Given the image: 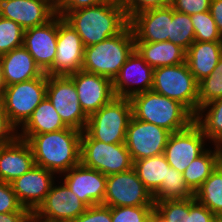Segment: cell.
<instances>
[{"label":"cell","mask_w":222,"mask_h":222,"mask_svg":"<svg viewBox=\"0 0 222 222\" xmlns=\"http://www.w3.org/2000/svg\"><path fill=\"white\" fill-rule=\"evenodd\" d=\"M172 6L154 8L136 13L129 19L135 42L169 41Z\"/></svg>","instance_id":"44dd1931"},{"label":"cell","mask_w":222,"mask_h":222,"mask_svg":"<svg viewBox=\"0 0 222 222\" xmlns=\"http://www.w3.org/2000/svg\"><path fill=\"white\" fill-rule=\"evenodd\" d=\"M81 135L78 129L67 127L54 132L32 135L31 146L36 166L58 177L80 163Z\"/></svg>","instance_id":"6da1fadb"},{"label":"cell","mask_w":222,"mask_h":222,"mask_svg":"<svg viewBox=\"0 0 222 222\" xmlns=\"http://www.w3.org/2000/svg\"><path fill=\"white\" fill-rule=\"evenodd\" d=\"M48 75L4 86L0 102L11 123L19 130L46 98Z\"/></svg>","instance_id":"52a82bcc"},{"label":"cell","mask_w":222,"mask_h":222,"mask_svg":"<svg viewBox=\"0 0 222 222\" xmlns=\"http://www.w3.org/2000/svg\"><path fill=\"white\" fill-rule=\"evenodd\" d=\"M69 77L73 80L80 106L88 117L115 97L112 80L107 77L83 70Z\"/></svg>","instance_id":"e0dca14e"},{"label":"cell","mask_w":222,"mask_h":222,"mask_svg":"<svg viewBox=\"0 0 222 222\" xmlns=\"http://www.w3.org/2000/svg\"><path fill=\"white\" fill-rule=\"evenodd\" d=\"M170 134L168 130L132 115L127 126L125 145L133 162L164 154Z\"/></svg>","instance_id":"7c38bea8"},{"label":"cell","mask_w":222,"mask_h":222,"mask_svg":"<svg viewBox=\"0 0 222 222\" xmlns=\"http://www.w3.org/2000/svg\"><path fill=\"white\" fill-rule=\"evenodd\" d=\"M154 213L163 222H190V198L156 201Z\"/></svg>","instance_id":"d6a6232c"},{"label":"cell","mask_w":222,"mask_h":222,"mask_svg":"<svg viewBox=\"0 0 222 222\" xmlns=\"http://www.w3.org/2000/svg\"><path fill=\"white\" fill-rule=\"evenodd\" d=\"M153 72L154 68L134 50L112 81L115 97L131 99L134 95L151 90Z\"/></svg>","instance_id":"9a60e30c"},{"label":"cell","mask_w":222,"mask_h":222,"mask_svg":"<svg viewBox=\"0 0 222 222\" xmlns=\"http://www.w3.org/2000/svg\"><path fill=\"white\" fill-rule=\"evenodd\" d=\"M30 222H39V221H37V220H35L34 218H32V219L30 220Z\"/></svg>","instance_id":"f5cc1de1"},{"label":"cell","mask_w":222,"mask_h":222,"mask_svg":"<svg viewBox=\"0 0 222 222\" xmlns=\"http://www.w3.org/2000/svg\"><path fill=\"white\" fill-rule=\"evenodd\" d=\"M150 222H163V221L154 213Z\"/></svg>","instance_id":"681fc988"},{"label":"cell","mask_w":222,"mask_h":222,"mask_svg":"<svg viewBox=\"0 0 222 222\" xmlns=\"http://www.w3.org/2000/svg\"><path fill=\"white\" fill-rule=\"evenodd\" d=\"M112 1L118 0H62L61 4L57 7V13L64 18L71 11Z\"/></svg>","instance_id":"7bdbcfd3"},{"label":"cell","mask_w":222,"mask_h":222,"mask_svg":"<svg viewBox=\"0 0 222 222\" xmlns=\"http://www.w3.org/2000/svg\"><path fill=\"white\" fill-rule=\"evenodd\" d=\"M3 90H4V83L2 80V67H1V61H0V99L2 97L3 94Z\"/></svg>","instance_id":"c3c4849f"},{"label":"cell","mask_w":222,"mask_h":222,"mask_svg":"<svg viewBox=\"0 0 222 222\" xmlns=\"http://www.w3.org/2000/svg\"><path fill=\"white\" fill-rule=\"evenodd\" d=\"M190 17L195 32V41L222 42V35L210 11L196 13L190 15Z\"/></svg>","instance_id":"e575fe53"},{"label":"cell","mask_w":222,"mask_h":222,"mask_svg":"<svg viewBox=\"0 0 222 222\" xmlns=\"http://www.w3.org/2000/svg\"><path fill=\"white\" fill-rule=\"evenodd\" d=\"M32 212L0 213V222H30Z\"/></svg>","instance_id":"f6af8a7d"},{"label":"cell","mask_w":222,"mask_h":222,"mask_svg":"<svg viewBox=\"0 0 222 222\" xmlns=\"http://www.w3.org/2000/svg\"><path fill=\"white\" fill-rule=\"evenodd\" d=\"M169 41L185 51L195 42V32L190 15L175 11L173 7Z\"/></svg>","instance_id":"1f68e13d"},{"label":"cell","mask_w":222,"mask_h":222,"mask_svg":"<svg viewBox=\"0 0 222 222\" xmlns=\"http://www.w3.org/2000/svg\"><path fill=\"white\" fill-rule=\"evenodd\" d=\"M46 97L68 127L81 132L85 130L88 116L80 106L76 88L69 76L48 75Z\"/></svg>","instance_id":"30bf717a"},{"label":"cell","mask_w":222,"mask_h":222,"mask_svg":"<svg viewBox=\"0 0 222 222\" xmlns=\"http://www.w3.org/2000/svg\"><path fill=\"white\" fill-rule=\"evenodd\" d=\"M216 215L194 197L190 198V222H214Z\"/></svg>","instance_id":"ee69618b"},{"label":"cell","mask_w":222,"mask_h":222,"mask_svg":"<svg viewBox=\"0 0 222 222\" xmlns=\"http://www.w3.org/2000/svg\"><path fill=\"white\" fill-rule=\"evenodd\" d=\"M59 178L88 207L103 203L107 176L98 170L79 163Z\"/></svg>","instance_id":"ac0fdd59"},{"label":"cell","mask_w":222,"mask_h":222,"mask_svg":"<svg viewBox=\"0 0 222 222\" xmlns=\"http://www.w3.org/2000/svg\"><path fill=\"white\" fill-rule=\"evenodd\" d=\"M80 163L108 176L132 169L134 162L125 143L100 142L84 130L81 135Z\"/></svg>","instance_id":"ba28073f"},{"label":"cell","mask_w":222,"mask_h":222,"mask_svg":"<svg viewBox=\"0 0 222 222\" xmlns=\"http://www.w3.org/2000/svg\"><path fill=\"white\" fill-rule=\"evenodd\" d=\"M211 0H171V6L175 11L193 15L210 10Z\"/></svg>","instance_id":"60d3db41"},{"label":"cell","mask_w":222,"mask_h":222,"mask_svg":"<svg viewBox=\"0 0 222 222\" xmlns=\"http://www.w3.org/2000/svg\"><path fill=\"white\" fill-rule=\"evenodd\" d=\"M18 138V129L11 123L0 102V146L12 143Z\"/></svg>","instance_id":"b9f144b4"},{"label":"cell","mask_w":222,"mask_h":222,"mask_svg":"<svg viewBox=\"0 0 222 222\" xmlns=\"http://www.w3.org/2000/svg\"><path fill=\"white\" fill-rule=\"evenodd\" d=\"M218 152V166L222 169V140L215 144Z\"/></svg>","instance_id":"7dc6e473"},{"label":"cell","mask_w":222,"mask_h":222,"mask_svg":"<svg viewBox=\"0 0 222 222\" xmlns=\"http://www.w3.org/2000/svg\"><path fill=\"white\" fill-rule=\"evenodd\" d=\"M210 145L200 127L193 122L186 129L170 134L164 155L172 168L183 173Z\"/></svg>","instance_id":"4fadbf2b"},{"label":"cell","mask_w":222,"mask_h":222,"mask_svg":"<svg viewBox=\"0 0 222 222\" xmlns=\"http://www.w3.org/2000/svg\"><path fill=\"white\" fill-rule=\"evenodd\" d=\"M194 193L185 183L183 173L171 166L167 169L166 182H162L160 189L153 195V201L189 199Z\"/></svg>","instance_id":"4dcf8cb0"},{"label":"cell","mask_w":222,"mask_h":222,"mask_svg":"<svg viewBox=\"0 0 222 222\" xmlns=\"http://www.w3.org/2000/svg\"><path fill=\"white\" fill-rule=\"evenodd\" d=\"M194 198L216 216L222 215V169L219 166L195 191Z\"/></svg>","instance_id":"f546056e"},{"label":"cell","mask_w":222,"mask_h":222,"mask_svg":"<svg viewBox=\"0 0 222 222\" xmlns=\"http://www.w3.org/2000/svg\"><path fill=\"white\" fill-rule=\"evenodd\" d=\"M134 50L135 37L128 24L119 34L84 47L82 70L113 81Z\"/></svg>","instance_id":"277c9868"},{"label":"cell","mask_w":222,"mask_h":222,"mask_svg":"<svg viewBox=\"0 0 222 222\" xmlns=\"http://www.w3.org/2000/svg\"><path fill=\"white\" fill-rule=\"evenodd\" d=\"M128 19L145 10L171 5V0H118Z\"/></svg>","instance_id":"f35d334b"},{"label":"cell","mask_w":222,"mask_h":222,"mask_svg":"<svg viewBox=\"0 0 222 222\" xmlns=\"http://www.w3.org/2000/svg\"><path fill=\"white\" fill-rule=\"evenodd\" d=\"M135 50L154 69L186 62V51L170 41L135 42Z\"/></svg>","instance_id":"484cf974"},{"label":"cell","mask_w":222,"mask_h":222,"mask_svg":"<svg viewBox=\"0 0 222 222\" xmlns=\"http://www.w3.org/2000/svg\"><path fill=\"white\" fill-rule=\"evenodd\" d=\"M219 98H222V56L212 73L199 82L198 109Z\"/></svg>","instance_id":"836d02e7"},{"label":"cell","mask_w":222,"mask_h":222,"mask_svg":"<svg viewBox=\"0 0 222 222\" xmlns=\"http://www.w3.org/2000/svg\"><path fill=\"white\" fill-rule=\"evenodd\" d=\"M218 167V152L215 145H210L201 155L194 159L183 172L188 188L195 191Z\"/></svg>","instance_id":"83f0119b"},{"label":"cell","mask_w":222,"mask_h":222,"mask_svg":"<svg viewBox=\"0 0 222 222\" xmlns=\"http://www.w3.org/2000/svg\"><path fill=\"white\" fill-rule=\"evenodd\" d=\"M31 212L18 201L10 183L0 181V213Z\"/></svg>","instance_id":"74e56055"},{"label":"cell","mask_w":222,"mask_h":222,"mask_svg":"<svg viewBox=\"0 0 222 222\" xmlns=\"http://www.w3.org/2000/svg\"><path fill=\"white\" fill-rule=\"evenodd\" d=\"M222 56V42L195 41L186 51V63L199 83L215 69Z\"/></svg>","instance_id":"cb8c5ba5"},{"label":"cell","mask_w":222,"mask_h":222,"mask_svg":"<svg viewBox=\"0 0 222 222\" xmlns=\"http://www.w3.org/2000/svg\"><path fill=\"white\" fill-rule=\"evenodd\" d=\"M84 46L78 33L58 14L57 51L47 75L69 76L82 70Z\"/></svg>","instance_id":"5bb4252c"},{"label":"cell","mask_w":222,"mask_h":222,"mask_svg":"<svg viewBox=\"0 0 222 222\" xmlns=\"http://www.w3.org/2000/svg\"><path fill=\"white\" fill-rule=\"evenodd\" d=\"M154 206L111 207L112 222H150Z\"/></svg>","instance_id":"8d00e7d4"},{"label":"cell","mask_w":222,"mask_h":222,"mask_svg":"<svg viewBox=\"0 0 222 222\" xmlns=\"http://www.w3.org/2000/svg\"><path fill=\"white\" fill-rule=\"evenodd\" d=\"M52 4H54L56 7H58L60 4H61V2H62V0H49Z\"/></svg>","instance_id":"f907efd6"},{"label":"cell","mask_w":222,"mask_h":222,"mask_svg":"<svg viewBox=\"0 0 222 222\" xmlns=\"http://www.w3.org/2000/svg\"><path fill=\"white\" fill-rule=\"evenodd\" d=\"M130 101L136 119L155 124L170 133L184 130L194 122V115L184 105L153 90L134 95Z\"/></svg>","instance_id":"3957f363"},{"label":"cell","mask_w":222,"mask_h":222,"mask_svg":"<svg viewBox=\"0 0 222 222\" xmlns=\"http://www.w3.org/2000/svg\"><path fill=\"white\" fill-rule=\"evenodd\" d=\"M24 29L16 22L0 16V55L23 46Z\"/></svg>","instance_id":"d590c367"},{"label":"cell","mask_w":222,"mask_h":222,"mask_svg":"<svg viewBox=\"0 0 222 222\" xmlns=\"http://www.w3.org/2000/svg\"><path fill=\"white\" fill-rule=\"evenodd\" d=\"M87 208L88 206L58 177L32 216L39 222H71Z\"/></svg>","instance_id":"9c48e42d"},{"label":"cell","mask_w":222,"mask_h":222,"mask_svg":"<svg viewBox=\"0 0 222 222\" xmlns=\"http://www.w3.org/2000/svg\"><path fill=\"white\" fill-rule=\"evenodd\" d=\"M194 122L200 127L211 145L222 140V98L199 107Z\"/></svg>","instance_id":"f1b7e54d"},{"label":"cell","mask_w":222,"mask_h":222,"mask_svg":"<svg viewBox=\"0 0 222 222\" xmlns=\"http://www.w3.org/2000/svg\"><path fill=\"white\" fill-rule=\"evenodd\" d=\"M169 167L164 154L136 160L133 163L137 176L152 196L160 189L162 182H166Z\"/></svg>","instance_id":"4316f807"},{"label":"cell","mask_w":222,"mask_h":222,"mask_svg":"<svg viewBox=\"0 0 222 222\" xmlns=\"http://www.w3.org/2000/svg\"><path fill=\"white\" fill-rule=\"evenodd\" d=\"M63 19L78 33L84 47L119 34L129 24L118 1L71 11Z\"/></svg>","instance_id":"7a4b0ae2"},{"label":"cell","mask_w":222,"mask_h":222,"mask_svg":"<svg viewBox=\"0 0 222 222\" xmlns=\"http://www.w3.org/2000/svg\"><path fill=\"white\" fill-rule=\"evenodd\" d=\"M67 127L46 97L18 130V137L27 141L32 135L54 132Z\"/></svg>","instance_id":"d4e9b609"},{"label":"cell","mask_w":222,"mask_h":222,"mask_svg":"<svg viewBox=\"0 0 222 222\" xmlns=\"http://www.w3.org/2000/svg\"><path fill=\"white\" fill-rule=\"evenodd\" d=\"M58 38V13L47 23L24 30L23 47L43 73L53 65Z\"/></svg>","instance_id":"2e32d148"},{"label":"cell","mask_w":222,"mask_h":222,"mask_svg":"<svg viewBox=\"0 0 222 222\" xmlns=\"http://www.w3.org/2000/svg\"><path fill=\"white\" fill-rule=\"evenodd\" d=\"M71 222H112L111 207L103 204L90 206Z\"/></svg>","instance_id":"ab89813d"},{"label":"cell","mask_w":222,"mask_h":222,"mask_svg":"<svg viewBox=\"0 0 222 222\" xmlns=\"http://www.w3.org/2000/svg\"><path fill=\"white\" fill-rule=\"evenodd\" d=\"M214 222H222V215L216 216Z\"/></svg>","instance_id":"816d5d0a"},{"label":"cell","mask_w":222,"mask_h":222,"mask_svg":"<svg viewBox=\"0 0 222 222\" xmlns=\"http://www.w3.org/2000/svg\"><path fill=\"white\" fill-rule=\"evenodd\" d=\"M132 117L130 99L114 97L88 117L85 131L100 142L125 143L127 126Z\"/></svg>","instance_id":"5b68a950"},{"label":"cell","mask_w":222,"mask_h":222,"mask_svg":"<svg viewBox=\"0 0 222 222\" xmlns=\"http://www.w3.org/2000/svg\"><path fill=\"white\" fill-rule=\"evenodd\" d=\"M57 178L53 172L35 165L10 184L19 203L33 213L44 201Z\"/></svg>","instance_id":"d6986e66"},{"label":"cell","mask_w":222,"mask_h":222,"mask_svg":"<svg viewBox=\"0 0 222 222\" xmlns=\"http://www.w3.org/2000/svg\"><path fill=\"white\" fill-rule=\"evenodd\" d=\"M209 11L222 35V0H211Z\"/></svg>","instance_id":"bcb514c9"},{"label":"cell","mask_w":222,"mask_h":222,"mask_svg":"<svg viewBox=\"0 0 222 222\" xmlns=\"http://www.w3.org/2000/svg\"><path fill=\"white\" fill-rule=\"evenodd\" d=\"M29 143L19 137L0 146V181L11 183L35 166Z\"/></svg>","instance_id":"7402d4cb"},{"label":"cell","mask_w":222,"mask_h":222,"mask_svg":"<svg viewBox=\"0 0 222 222\" xmlns=\"http://www.w3.org/2000/svg\"><path fill=\"white\" fill-rule=\"evenodd\" d=\"M4 86L40 77L43 72L22 46L0 55Z\"/></svg>","instance_id":"603a6c76"},{"label":"cell","mask_w":222,"mask_h":222,"mask_svg":"<svg viewBox=\"0 0 222 222\" xmlns=\"http://www.w3.org/2000/svg\"><path fill=\"white\" fill-rule=\"evenodd\" d=\"M56 14L57 7L49 0H0V16L24 30L43 25Z\"/></svg>","instance_id":"ffe728a7"},{"label":"cell","mask_w":222,"mask_h":222,"mask_svg":"<svg viewBox=\"0 0 222 222\" xmlns=\"http://www.w3.org/2000/svg\"><path fill=\"white\" fill-rule=\"evenodd\" d=\"M103 205L109 207L154 206L152 194L132 168L107 176Z\"/></svg>","instance_id":"8fae6325"},{"label":"cell","mask_w":222,"mask_h":222,"mask_svg":"<svg viewBox=\"0 0 222 222\" xmlns=\"http://www.w3.org/2000/svg\"><path fill=\"white\" fill-rule=\"evenodd\" d=\"M198 88L186 62L154 69L151 90L181 103L194 116L198 112Z\"/></svg>","instance_id":"8992f818"}]
</instances>
